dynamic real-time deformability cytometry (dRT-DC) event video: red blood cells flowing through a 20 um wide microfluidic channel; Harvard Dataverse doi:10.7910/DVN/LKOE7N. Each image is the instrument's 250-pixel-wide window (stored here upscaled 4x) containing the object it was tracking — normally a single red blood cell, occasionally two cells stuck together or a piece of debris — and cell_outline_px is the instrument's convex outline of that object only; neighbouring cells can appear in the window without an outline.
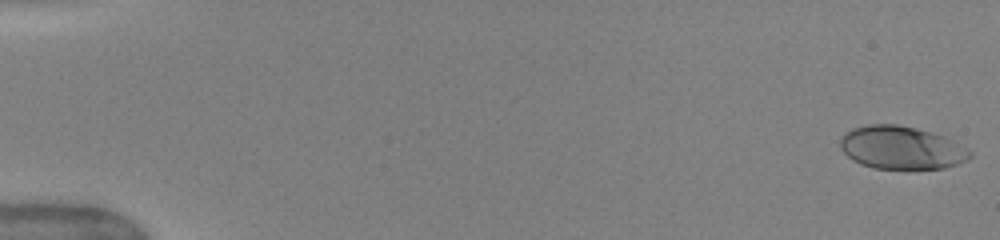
{"species": "human", "species_latin": "Homo sapiens", "temperature_condition": "warm", "stored_images_in_passage": 50, "camera_frame_rate_fps": 3000, "um_per_image_px": 0.085, "donor": {"sex": "female"}, "frame": {"image": 1, "passage_image": 1, "time_ms": 0.0, "image_size_px": [1000, 240], "cell_outline_px": [[972, 156], [968, 160], [944, 168], [872, 168], [860, 164], [852, 160], [840, 148], [840, 136], [844, 132], [852, 128], [868, 124], [896, 124], [916, 128], [932, 132], [944, 136], [968, 148], [972, 152]], "centroid_in_image_um": [76.6, 12.54], "position_along_channel_um": 8.4, "area_um2": 32.66}}
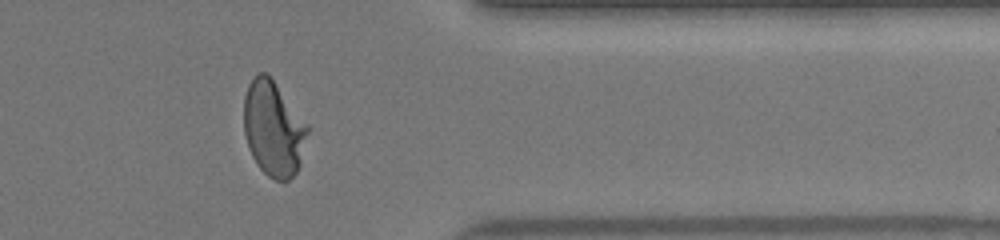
{"frame": {"image": 2, "passage_image": 42, "time_ms": 13.667, "image_size_px": [1000, 240], "cell_outline_px": [[308, 132], [300, 164], [296, 172], [288, 180], [276, 180], [268, 176], [256, 164], [252, 156], [244, 132], [244, 96], [248, 84], [256, 72], [264, 72], [272, 80], [308, 124]], "centroid_in_image_um": [23.23, 10.94], "position_along_channel_um": 388.2, "area_um2": 34.97}}
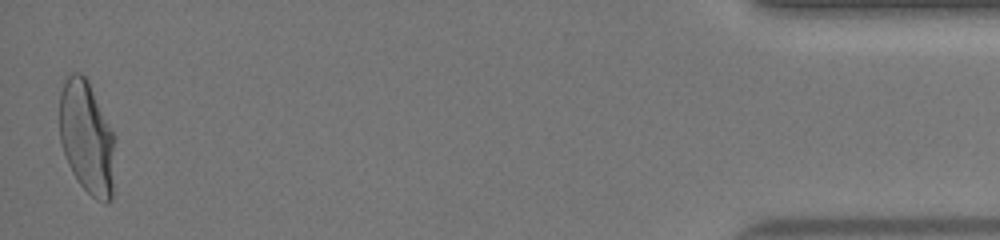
{"frame": {"image": 3, "passage_image": 50, "time_ms": 16.333, "image_size_px": [1000, 240], "cell_outline_px": [[116, 136], [112, 200], [108, 204], [104, 204], [96, 200], [76, 180], [68, 164], [60, 140], [60, 92], [64, 80], [72, 72], [80, 72], [88, 80]], "centroid_in_image_um": [7.41, 11.71], "position_along_channel_um": 427.8, "area_um2": 37.17}, "authors_computed_cell_mechanics": {"area_um2": 33.7263, "velocity_mm_per_s": 4.0624, "shape_relaxation_time_tau1_ms": 4.0454, "shape_relaxation_time_tau2_ms": null, "deformation_change_tau1": 0.1965, "deformation_change_tau2": null}}